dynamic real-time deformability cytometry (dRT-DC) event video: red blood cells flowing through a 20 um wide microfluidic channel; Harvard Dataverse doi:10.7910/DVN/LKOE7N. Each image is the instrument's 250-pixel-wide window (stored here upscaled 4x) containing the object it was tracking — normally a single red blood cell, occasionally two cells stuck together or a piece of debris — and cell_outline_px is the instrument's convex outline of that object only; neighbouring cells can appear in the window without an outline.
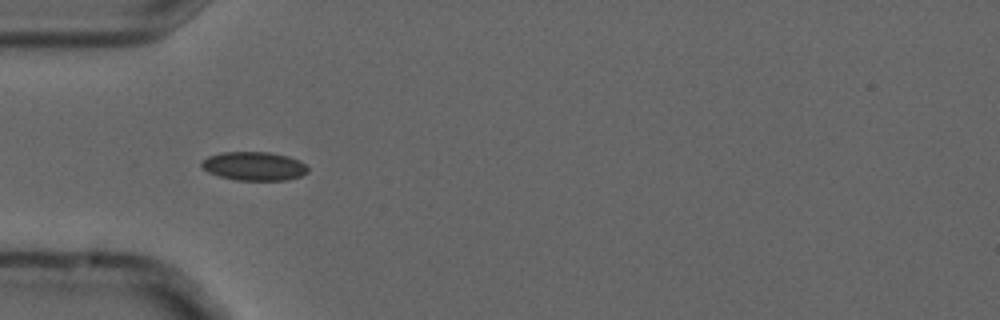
{"species": "common noctule bat (a hibernating species)", "species_latin": "Nyctalus noctula", "temperature_condition": "cold", "stored_images_in_passage": 14, "camera_frame_rate_fps": 3000, "um_per_image_px": 0.085, "animal": {"sex": "male", "forearm_length_mm": 52.5}, "frame": {"image": 1, "passage_image": 4, "time_ms": 1.0, "image_size_px": [1000, 320], "cell_outline_px": [[308, 172], [300, 176], [284, 180], [236, 180], [220, 176], [208, 172], [200, 164], [208, 156], [220, 152], [268, 152], [288, 156], [300, 160], [308, 168]], "centroid_in_image_um": [21.6, 14.11], "position_along_channel_um": 63.4, "area_um2": 17.69}}
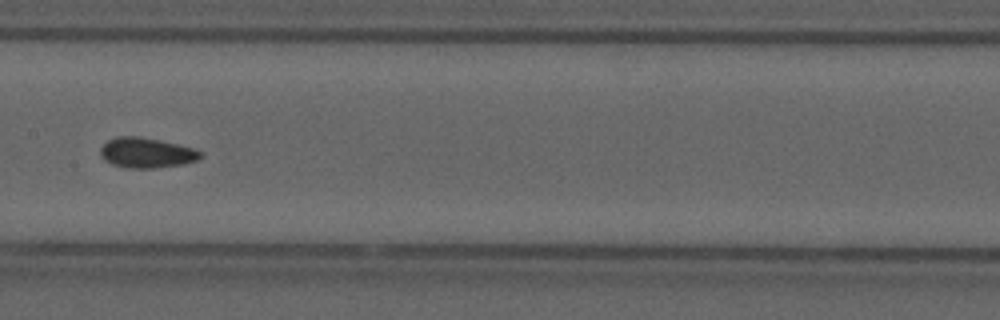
{"frame": {"image": 2, "passage_image": 7, "time_ms": 2.0, "image_size_px": [1000, 320], "cell_outline_px": [[204, 156], [196, 160], [184, 164], [152, 168], [128, 168], [112, 164], [104, 160], [100, 156], [100, 148], [108, 140], [116, 136], [136, 136], [160, 140], [192, 148], [200, 152]], "centroid_in_image_um": [12.42, 12.99], "position_along_channel_um": 195.0, "area_um2": 17.51}}
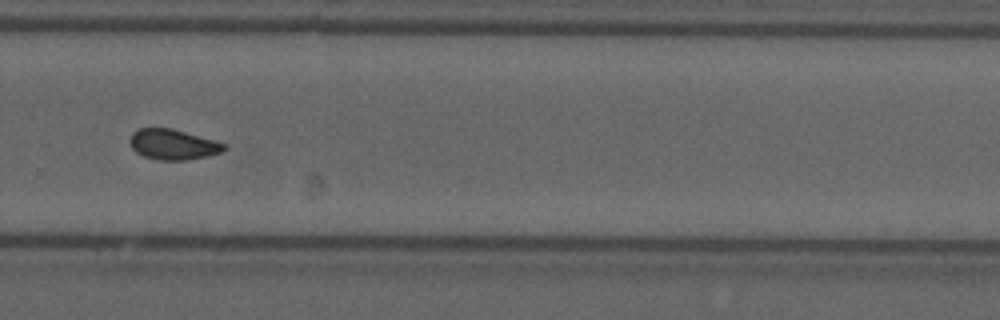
{"frame": {"image": 3, "passage_image": 10, "time_ms": 3.0, "image_size_px": [1000, 320], "cell_outline_px": [[228, 148], [220, 152], [208, 156], [184, 160], [160, 160], [144, 156], [136, 152], [132, 148], [128, 140], [132, 132], [136, 128], [172, 128], [212, 140], [224, 144]], "centroid_in_image_um": [14.65, 12.27], "position_along_channel_um": 315.2, "area_um2": 16.59}}